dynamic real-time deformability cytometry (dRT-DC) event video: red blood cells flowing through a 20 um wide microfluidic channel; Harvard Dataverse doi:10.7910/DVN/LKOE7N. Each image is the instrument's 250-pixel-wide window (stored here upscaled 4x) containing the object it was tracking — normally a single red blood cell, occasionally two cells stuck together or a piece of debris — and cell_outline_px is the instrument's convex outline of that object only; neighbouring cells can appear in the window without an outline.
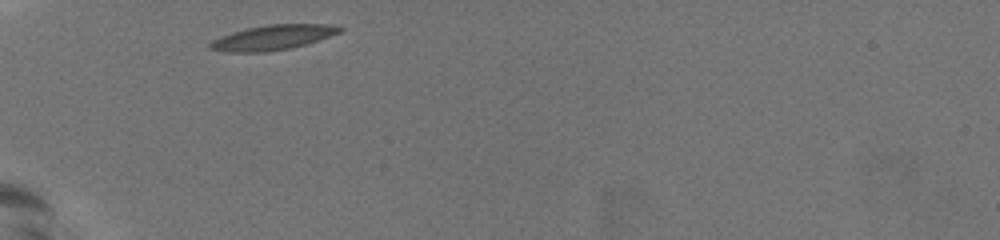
{"species": "common noctule bat (a hibernating species)", "species_latin": "Nyctalus noctula", "temperature_condition": "warm", "stored_images_in_passage": 29, "camera_frame_rate_fps": 3000, "um_per_image_px": 0.085, "animal": {"sex": "female", "body_mass_g": 19.5, "forearm_length_mm": 54.1}, "frame": {"image": 1, "passage_image": 1, "time_ms": 0.0, "image_size_px": [1000, 240], "cell_outline_px": [[344, 28], [340, 32], [304, 44], [288, 48], [264, 52], [228, 52], [208, 48], [208, 44], [212, 40], [220, 36], [232, 32], [248, 28], [268, 24], [328, 24]], "centroid_in_image_um": [23.12, 3.18], "position_along_channel_um": 61.9, "area_um2": 18.5}}
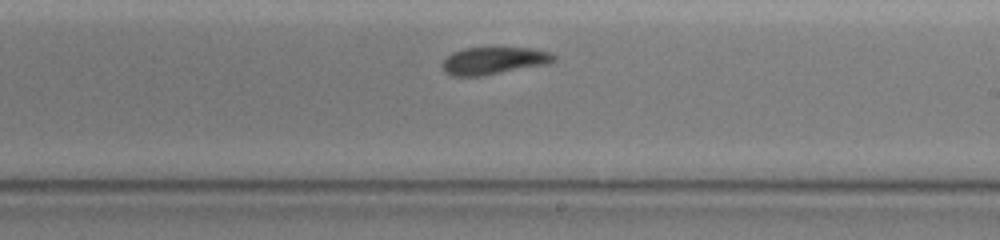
{"frame": {"image": 2, "passage_image": 17, "time_ms": 5.333, "image_size_px": [1000, 240], "cell_outline_px": [[556, 60], [548, 64], [484, 76], [452, 76], [444, 72], [440, 64], [452, 52], [464, 48], [532, 48], [548, 52], [556, 56]], "centroid_in_image_um": [41.95, 5.17], "position_along_channel_um": 247.1, "area_um2": 17.92}}
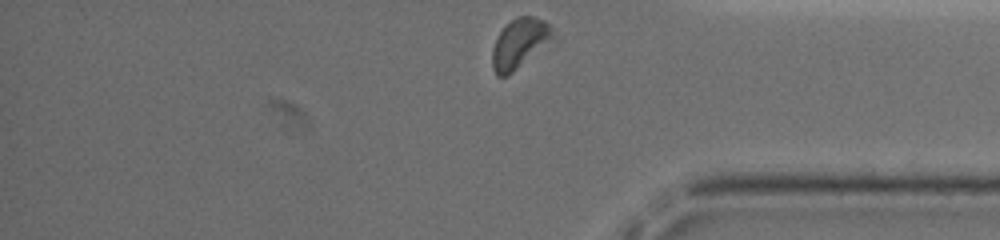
{"frame": {"image": 3, "passage_image": 29, "time_ms": 9.333, "image_size_px": [1000, 240], "cell_outline_px": [[560, 40], [556, 44], [508, 76], [496, 76], [492, 68], [492, 48], [496, 36], [516, 16], [532, 16], [544, 20], [556, 32]], "centroid_in_image_um": [44.31, 3.73], "position_along_channel_um": 390.9, "area_um2": 19.02}, "authors_computed_cell_mechanics": {"area_um2": 18.7272, "velocity_mm_per_s": 3.7479, "shape_relaxation_time_tau1_ms": 3.032, "shape_relaxation_time_tau2_ms": 1.6334, "deformation_change_tau1": 0.1203, "deformation_change_tau2": 0.0616}}